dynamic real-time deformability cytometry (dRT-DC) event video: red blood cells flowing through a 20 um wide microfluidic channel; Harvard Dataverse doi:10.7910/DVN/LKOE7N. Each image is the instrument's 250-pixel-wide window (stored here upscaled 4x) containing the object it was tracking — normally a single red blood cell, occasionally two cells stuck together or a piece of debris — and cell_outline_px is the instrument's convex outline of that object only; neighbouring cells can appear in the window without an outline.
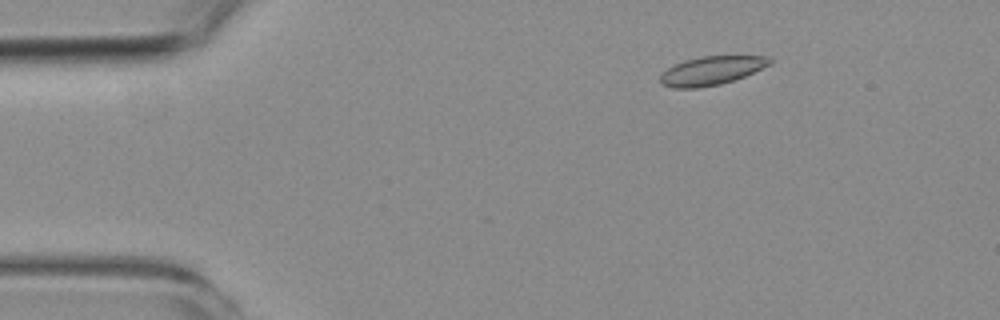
{"species": "common noctule bat (a hibernating species)", "species_latin": "Nyctalus noctula", "temperature_condition": "room temperature", "stored_images_in_passage": 6, "camera_frame_rate_fps": 3000, "um_per_image_px": 0.085, "animal": {"sex": "female", "body_mass_g": 19.3, "forearm_length_mm": 54.1}, "frame": {"image": 1, "passage_image": 3, "time_ms": 2.333, "image_size_px": [1000, 320], "cell_outline_px": [[772, 64], [744, 76], [720, 84], [696, 88], [672, 88], [660, 84], [660, 76], [668, 68], [684, 60], [700, 56], [768, 56], [772, 60]], "centroid_in_image_um": [60.47, 6.0], "position_along_channel_um": 24.5, "area_um2": 18.21}}
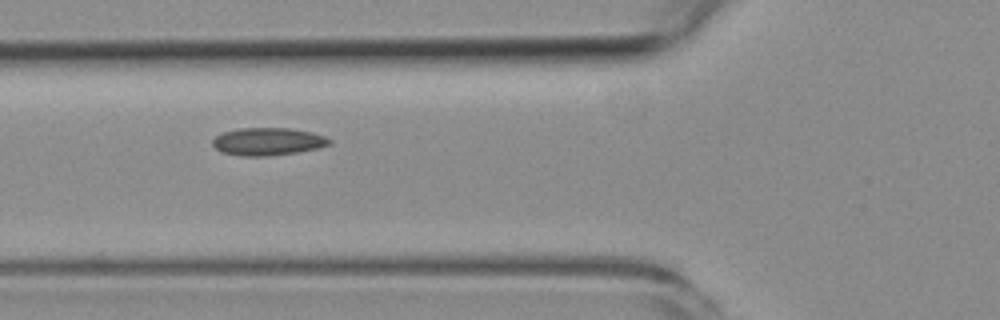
{"frame": {"image": 2, "passage_image": 6, "time_ms": 6.333, "image_size_px": [1000, 320], "cell_outline_px": [[332, 144], [316, 148], [296, 152], [264, 156], [244, 156], [220, 152], [212, 144], [212, 140], [216, 136], [224, 132], [240, 128], [292, 128], [312, 132], [324, 136], [332, 140]], "centroid_in_image_um": [22.77, 12.02], "position_along_channel_um": 103.0, "area_um2": 18.73}}